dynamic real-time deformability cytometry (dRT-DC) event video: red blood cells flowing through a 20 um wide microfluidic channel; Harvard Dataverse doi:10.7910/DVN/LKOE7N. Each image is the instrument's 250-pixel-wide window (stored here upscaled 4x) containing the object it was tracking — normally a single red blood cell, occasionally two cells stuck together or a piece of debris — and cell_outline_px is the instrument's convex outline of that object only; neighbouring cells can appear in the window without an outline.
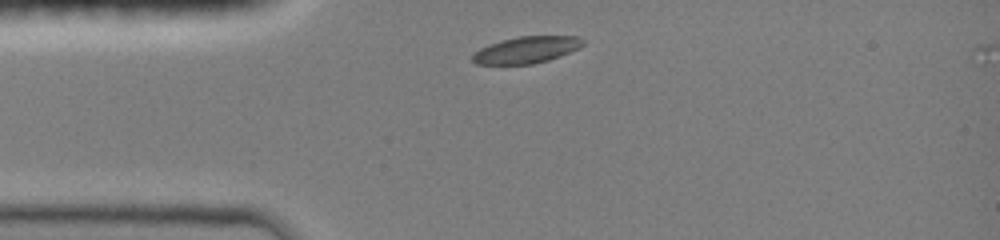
{"species": "common noctule bat (a hibernating species)", "species_latin": "Nyctalus noctula", "temperature_condition": "room temperature", "stored_images_in_passage": 7, "camera_frame_rate_fps": 3000, "um_per_image_px": 0.085, "animal": {"sex": "female", "body_mass_g": 19.0, "forearm_length_mm": 51.5}, "frame": {"image": 1, "passage_image": 1, "time_ms": 0.0, "image_size_px": [1000, 240], "cell_outline_px": [[588, 40], [580, 48], [560, 56], [548, 60], [532, 64], [476, 64], [472, 60], [472, 52], [488, 44], [500, 40], [520, 36], [580, 36]], "centroid_in_image_um": [44.77, 4.22], "position_along_channel_um": 40.2, "area_um2": 17.46}}
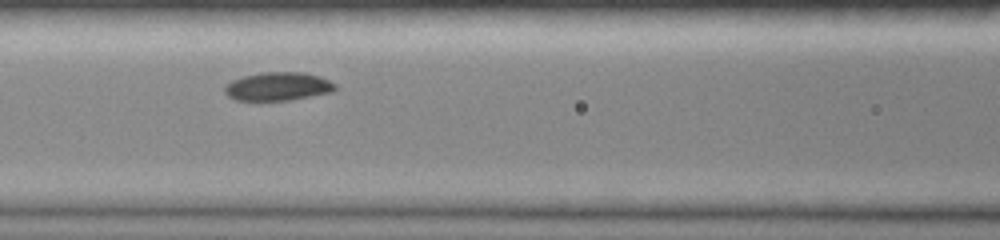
{"frame": {"image": 2, "passage_image": 4, "time_ms": 1.0, "image_size_px": [1000, 240], "cell_outline_px": [[336, 88], [332, 92], [292, 100], [236, 100], [228, 96], [224, 92], [224, 88], [232, 80], [244, 76], [264, 72], [304, 72], [320, 76], [336, 84]], "centroid_in_image_um": [23.65, 7.35], "position_along_channel_um": 142.9, "area_um2": 18.26}}
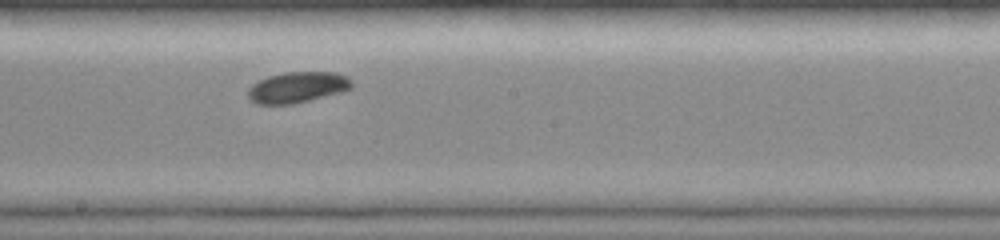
{"frame": {"image": 3, "passage_image": 6, "time_ms": 1.667, "image_size_px": [1000, 240], "cell_outline_px": [[352, 88], [340, 92], [292, 104], [256, 104], [248, 100], [248, 88], [252, 84], [268, 76], [284, 72], [336, 72], [348, 76], [352, 84]], "centroid_in_image_um": [25.25, 7.41], "position_along_channel_um": 223.0, "area_um2": 18.67}}